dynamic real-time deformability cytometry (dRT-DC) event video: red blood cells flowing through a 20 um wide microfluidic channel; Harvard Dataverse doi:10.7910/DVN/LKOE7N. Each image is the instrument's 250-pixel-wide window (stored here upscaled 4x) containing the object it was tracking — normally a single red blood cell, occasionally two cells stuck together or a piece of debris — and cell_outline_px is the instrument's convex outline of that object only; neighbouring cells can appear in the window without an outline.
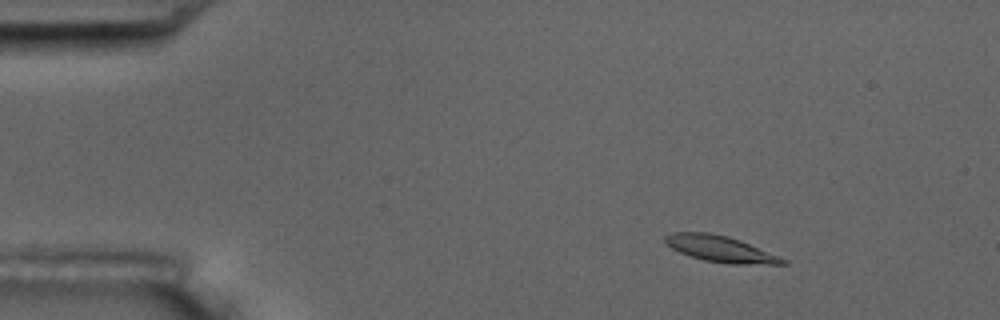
{"species": "common noctule bat (a hibernating species)", "species_latin": "Nyctalus noctula", "temperature_condition": "room temperature", "stored_images_in_passage": 4, "camera_frame_rate_fps": 3000, "um_per_image_px": 0.085, "animal": {"sex": "male", "body_mass_g": 17.5, "forearm_length_mm": 52.3}, "frame": {"image": 1, "passage_image": 2, "time_ms": 1.0, "image_size_px": [1000, 320], "cell_outline_px": [[788, 264], [732, 264], [704, 260], [680, 252], [672, 248], [664, 240], [664, 236], [672, 232], [708, 232], [728, 236], [740, 240], [788, 260]], "centroid_in_image_um": [61.24, 21.15], "position_along_channel_um": 23.8, "area_um2": 17.74}}